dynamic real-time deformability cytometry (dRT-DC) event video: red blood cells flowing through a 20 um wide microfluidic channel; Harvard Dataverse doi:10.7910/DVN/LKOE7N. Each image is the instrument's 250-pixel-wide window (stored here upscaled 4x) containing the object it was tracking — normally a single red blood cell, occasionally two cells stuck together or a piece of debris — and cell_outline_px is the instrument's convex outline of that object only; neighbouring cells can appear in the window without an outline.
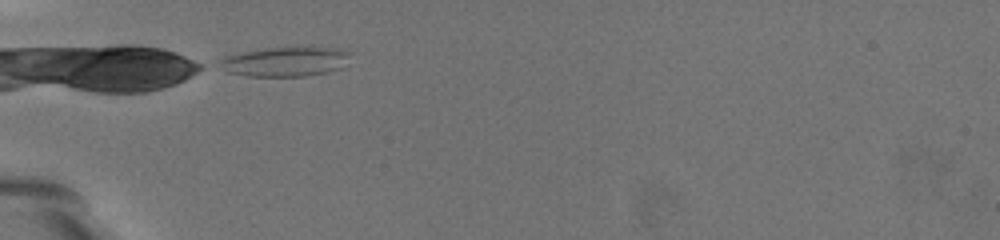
{"species": "common noctule bat (a hibernating species)", "species_latin": "Nyctalus noctula", "temperature_condition": "warm", "stored_images_in_passage": 38, "camera_frame_rate_fps": 3000, "um_per_image_px": 0.085, "animal": {"sex": "female", "body_mass_g": 19.5, "forearm_length_mm": 54.1}, "frame": {"image": 1, "passage_image": 1, "time_ms": 0.0, "image_size_px": [1000, 240], "cell_outline_px": [[348, 56], [340, 68], [328, 72], [304, 76], [248, 76], [228, 72], [220, 60], [228, 56], [240, 52], [264, 48], [340, 48], [348, 52]], "centroid_in_image_um": [24.25, 5.24], "position_along_channel_um": 60.8, "area_um2": 21.79}}
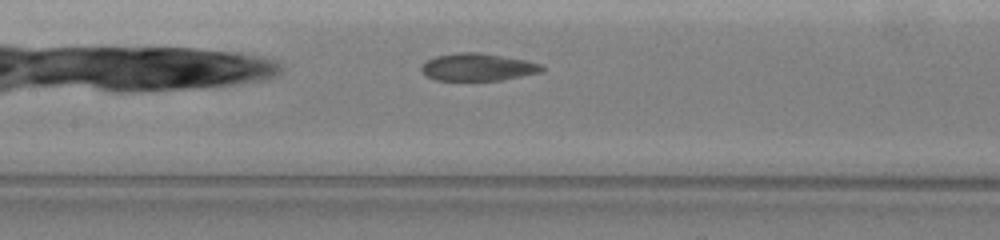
{"frame": {"image": 2, "passage_image": 12, "time_ms": 3.667, "image_size_px": [1000, 240], "cell_outline_px": [[544, 72], [500, 80], [436, 80], [424, 76], [420, 68], [428, 60], [436, 56], [460, 52], [480, 52], [524, 60], [540, 64], [544, 68]], "centroid_in_image_um": [40.6, 5.71], "position_along_channel_um": 166.8, "area_um2": 19.19}}
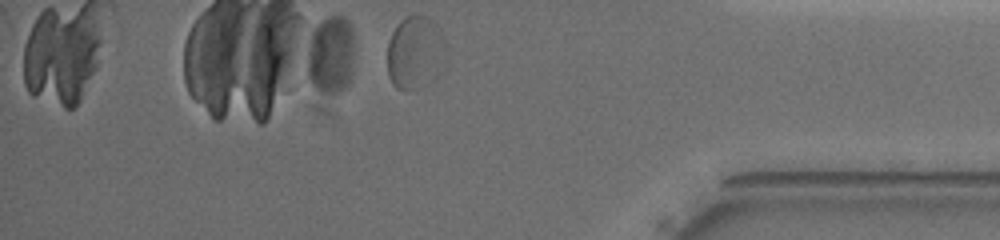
{"frame": {"image": 3, "passage_image": 36, "time_ms": 11.667, "image_size_px": [1000, 240], "cell_outline_px": [[440, 36], [436, 76], [428, 84], [416, 88], [396, 88], [392, 84], [388, 76], [388, 40], [396, 24], [404, 16], [428, 16], [440, 28]], "centroid_in_image_um": [35.14, 4.43], "position_along_channel_um": 400.1, "area_um2": 23.52}}